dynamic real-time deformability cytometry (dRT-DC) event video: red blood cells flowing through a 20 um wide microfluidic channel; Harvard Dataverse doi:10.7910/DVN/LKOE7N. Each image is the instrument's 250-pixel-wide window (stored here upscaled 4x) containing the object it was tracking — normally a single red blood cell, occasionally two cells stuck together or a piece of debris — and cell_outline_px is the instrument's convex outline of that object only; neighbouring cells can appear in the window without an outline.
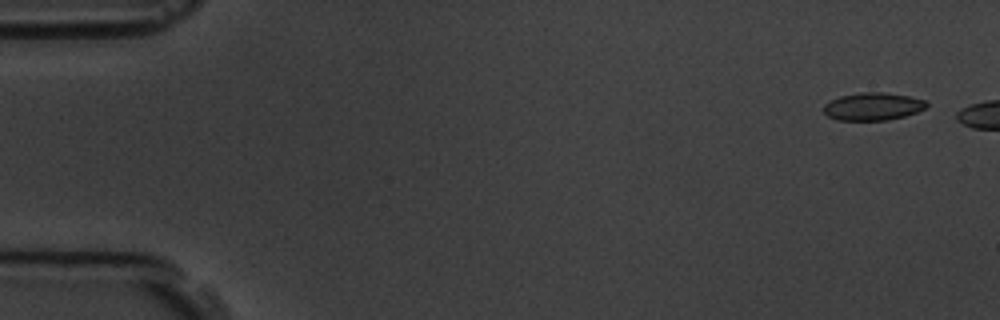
{"species": "common noctule bat (a hibernating species)", "species_latin": "Nyctalus noctula", "temperature_condition": "room temperature", "stored_images_in_passage": 3, "camera_frame_rate_fps": 3000, "um_per_image_px": 0.085, "animal": {"sex": "male", "body_mass_g": 19.5, "forearm_length_mm": 54.6}, "frame": {"image": 1, "passage_image": 1, "time_ms": 0.0, "image_size_px": [1000, 320], "cell_outline_px": [[928, 104], [924, 108], [916, 112], [904, 116], [888, 120], [836, 120], [828, 116], [824, 112], [824, 104], [840, 96], [860, 92], [884, 92], [908, 96], [924, 100]], "centroid_in_image_um": [74.17, 9.05], "position_along_channel_um": 10.8, "area_um2": 16.47}}